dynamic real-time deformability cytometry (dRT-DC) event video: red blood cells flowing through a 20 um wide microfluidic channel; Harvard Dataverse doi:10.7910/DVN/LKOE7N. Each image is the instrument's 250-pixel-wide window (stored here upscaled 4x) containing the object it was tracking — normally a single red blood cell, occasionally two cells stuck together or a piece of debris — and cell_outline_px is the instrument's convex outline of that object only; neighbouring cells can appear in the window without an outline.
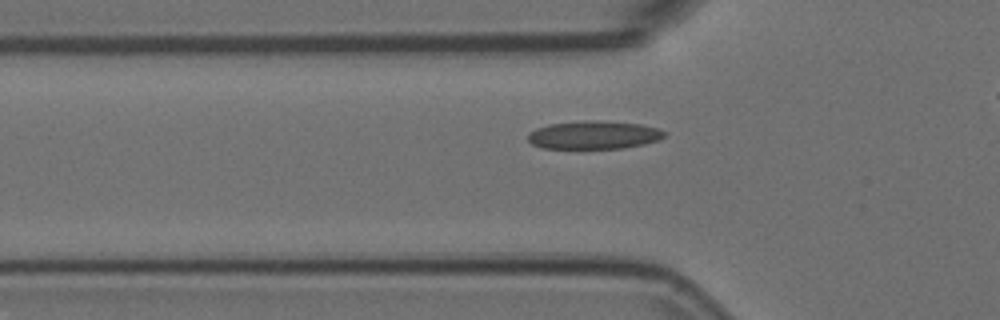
{"species": "Egyptian fruit bat (a non-hibernating species)", "species_latin": "Rousettus aegyptiacus", "temperature_condition": "room temperature", "stored_images_in_passage": 35, "camera_frame_rate_fps": 3000, "um_per_image_px": 0.085, "animal": {"sex": "female"}, "frame": {"image": 1, "passage_image": 2, "time_ms": 0.333, "image_size_px": [1000, 320], "cell_outline_px": [[668, 132], [660, 140], [644, 144], [624, 148], [540, 148], [532, 144], [528, 140], [528, 132], [536, 128], [548, 124], [584, 120], [592, 120], [640, 124], [660, 128]], "centroid_in_image_um": [50.49, 11.47], "position_along_channel_um": 75.3, "area_um2": 22.6}}
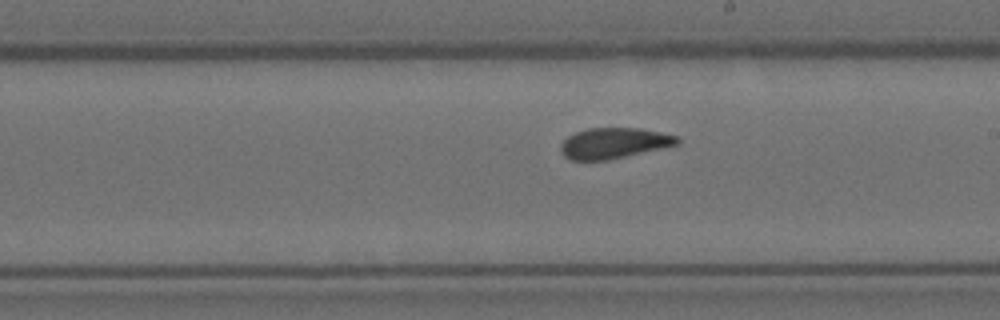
{"frame": {"image": 2, "passage_image": 15, "time_ms": 4.667, "image_size_px": [1000, 320], "cell_outline_px": [[680, 144], [608, 160], [568, 160], [560, 152], [560, 144], [568, 136], [576, 132], [588, 128], [640, 128], [680, 136]], "centroid_in_image_um": [52.18, 12.17], "position_along_channel_um": 236.8, "area_um2": 20.98}}
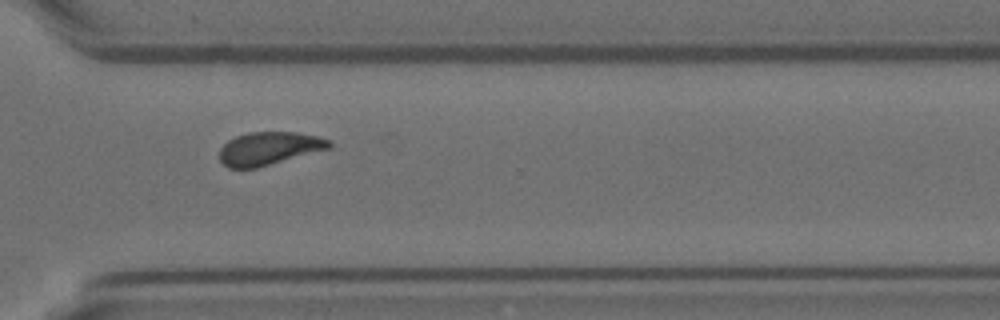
{"frame": {"image": 3, "passage_image": 24, "time_ms": 7.667, "image_size_px": [1000, 320], "cell_outline_px": [[332, 148], [256, 168], [228, 168], [220, 160], [220, 148], [228, 140], [236, 136], [252, 132], [296, 132], [320, 136], [332, 140]], "centroid_in_image_um": [22.92, 12.61], "position_along_channel_um": 347.7, "area_um2": 21.27}, "authors_computed_cell_mechanics": {"area_um2": 21.386, "velocity_mm_per_s": 3.7015, "shape_relaxation_time_tau1_ms": 9.405, "shape_relaxation_time_tau2_ms": 1.5554, "deformation_change_tau1": 0.2039, "deformation_change_tau2": 0.0788}}